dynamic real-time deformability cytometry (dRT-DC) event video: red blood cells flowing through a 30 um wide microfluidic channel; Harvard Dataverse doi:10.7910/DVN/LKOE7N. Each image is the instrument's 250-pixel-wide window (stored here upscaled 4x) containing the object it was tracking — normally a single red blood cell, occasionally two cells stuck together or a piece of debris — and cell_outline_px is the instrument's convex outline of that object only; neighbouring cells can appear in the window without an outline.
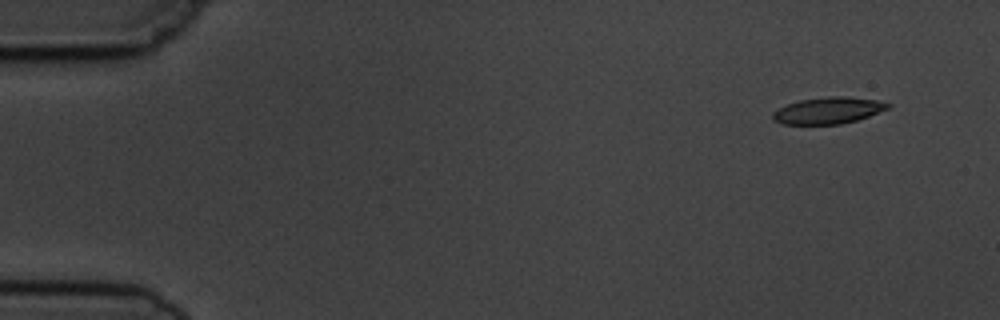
{"species": "common noctule bat (a hibernating species)", "species_latin": "Nyctalus noctula", "temperature_condition": "cold", "stored_images_in_passage": 4, "camera_frame_rate_fps": 3000, "um_per_image_px": 0.085, "animal": {"sex": "male", "body_mass_g": 19.5, "forearm_length_mm": 54.6}, "frame": {"image": 1, "passage_image": 1, "time_ms": 0.0, "image_size_px": [1000, 320], "cell_outline_px": [[892, 104], [888, 108], [868, 116], [856, 120], [840, 124], [780, 124], [772, 120], [772, 112], [788, 104], [800, 100], [828, 96], [848, 96], [876, 100]], "centroid_in_image_um": [70.37, 9.39], "position_along_channel_um": 14.6, "area_um2": 17.74}}
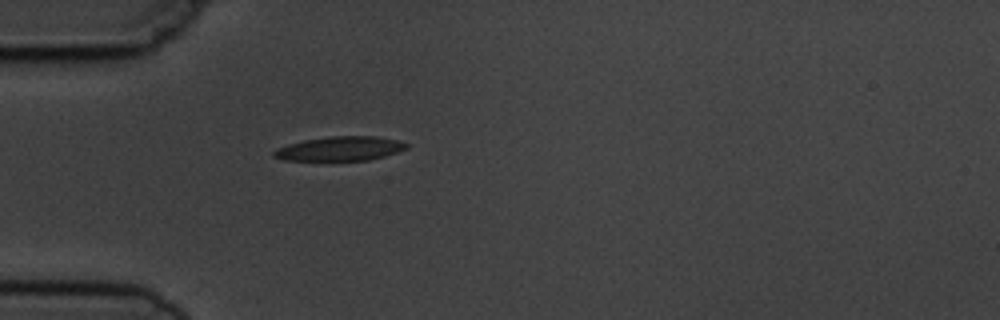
{"frame": {"image": 2, "passage_image": 4, "time_ms": 4.0, "image_size_px": [1000, 320], "cell_outline_px": [[408, 148], [384, 156], [368, 160], [284, 160], [272, 156], [272, 152], [276, 148], [288, 144], [304, 140], [332, 136], [376, 136], [396, 140], [408, 144]], "centroid_in_image_um": [28.87, 12.63], "position_along_channel_um": 56.1, "area_um2": 18.61}}